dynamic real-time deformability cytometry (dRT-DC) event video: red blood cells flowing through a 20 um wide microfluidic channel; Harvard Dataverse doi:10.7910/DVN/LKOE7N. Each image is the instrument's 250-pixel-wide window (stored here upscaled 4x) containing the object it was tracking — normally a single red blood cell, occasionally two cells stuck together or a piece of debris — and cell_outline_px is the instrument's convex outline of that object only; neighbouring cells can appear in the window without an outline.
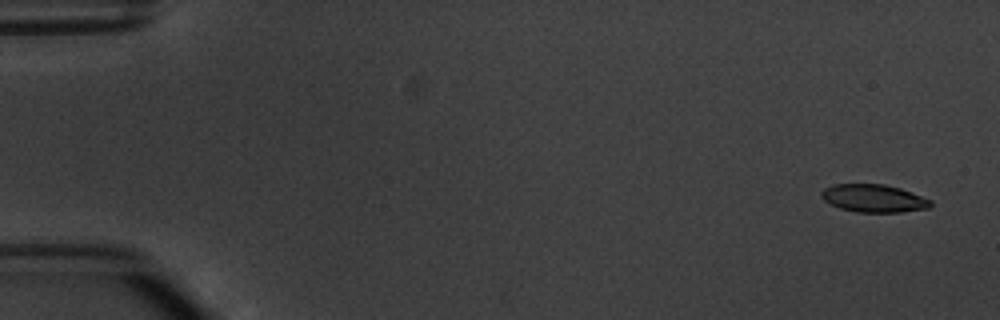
{"species": "common noctule bat (a hibernating species)", "species_latin": "Nyctalus noctula", "temperature_condition": "warm", "stored_images_in_passage": 4, "camera_frame_rate_fps": 3000, "um_per_image_px": 0.085, "animal": {"sex": "male", "body_mass_g": 20.1, "forearm_length_mm": 53.5}, "frame": {"image": 1, "passage_image": 1, "time_ms": 0.0, "image_size_px": [1000, 320], "cell_outline_px": [[932, 204], [928, 208], [900, 212], [856, 212], [840, 208], [824, 200], [820, 196], [820, 192], [824, 188], [832, 184], [884, 184], [900, 188], [932, 200]], "centroid_in_image_um": [74.24, 16.85], "position_along_channel_um": 10.8, "area_um2": 17.69}}
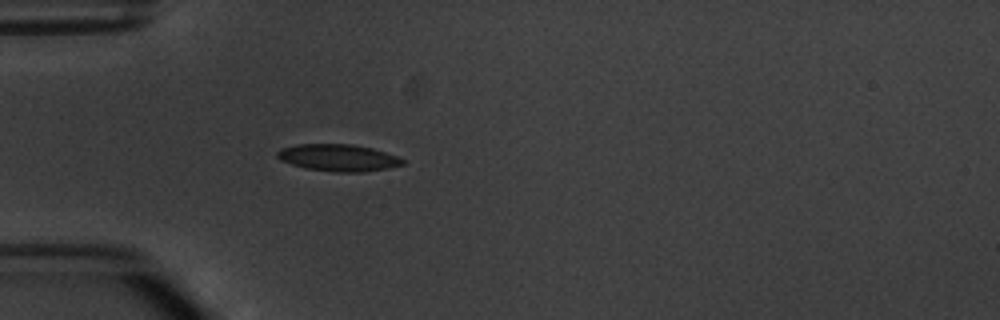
{"frame": {"image": 2, "passage_image": 4, "time_ms": 4.667, "image_size_px": [1000, 320], "cell_outline_px": [[404, 164], [388, 168], [364, 172], [336, 172], [304, 168], [280, 160], [276, 156], [276, 152], [280, 148], [296, 144], [352, 144], [372, 148], [396, 156], [404, 160]], "centroid_in_image_um": [28.71, 13.4], "position_along_channel_um": 56.3, "area_um2": 19.71}}